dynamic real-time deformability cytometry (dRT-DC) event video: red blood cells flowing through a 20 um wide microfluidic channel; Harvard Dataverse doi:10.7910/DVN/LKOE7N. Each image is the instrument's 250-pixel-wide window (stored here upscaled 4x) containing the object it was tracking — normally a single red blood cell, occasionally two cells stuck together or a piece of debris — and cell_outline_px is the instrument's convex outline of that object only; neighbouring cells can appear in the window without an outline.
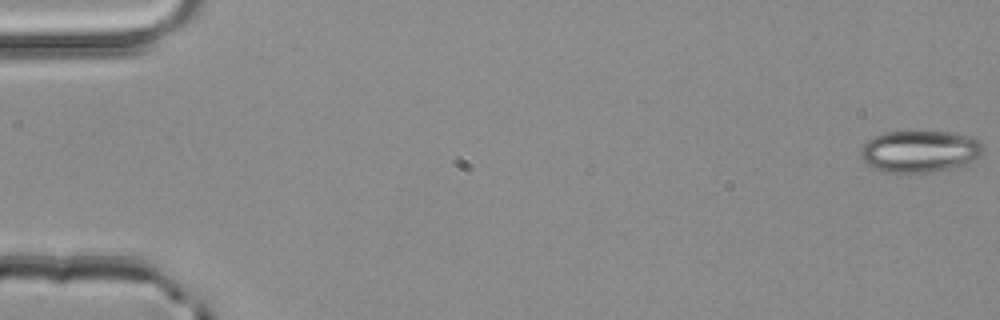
{"species": "common noctule bat (a hibernating species)", "species_latin": "Nyctalus noctula", "temperature_condition": "room temperature", "stored_images_in_passage": 52, "camera_frame_rate_fps": 3000, "um_per_image_px": 0.085, "animal": {"sex": "male", "body_mass_g": 20.4}, "frame": {"image": 1, "passage_image": 1, "time_ms": 0.0, "image_size_px": [1000, 320], "cell_outline_px": [[984, 152], [976, 160], [968, 164], [952, 168], [908, 176], [888, 172], [872, 168], [860, 156], [860, 148], [868, 140], [884, 132], [948, 132], [968, 136], [980, 140], [984, 144]], "centroid_in_image_um": [78.21, 12.91], "position_along_channel_um": 6.8, "area_um2": 30.58}}
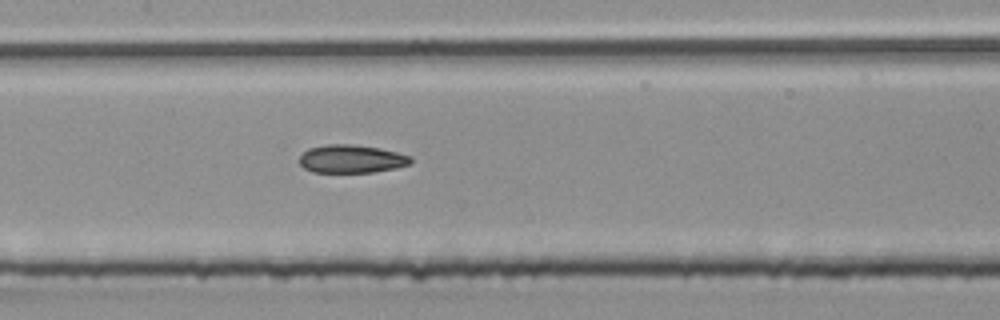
{"frame": {"image": 2, "passage_image": 26, "time_ms": 8.333, "image_size_px": [1000, 320], "cell_outline_px": [[412, 164], [396, 168], [372, 172], [312, 172], [304, 168], [300, 164], [300, 156], [308, 148], [328, 144], [348, 144], [380, 148], [412, 156]], "centroid_in_image_um": [29.89, 13.51], "position_along_channel_um": 177.5, "area_um2": 18.26}}
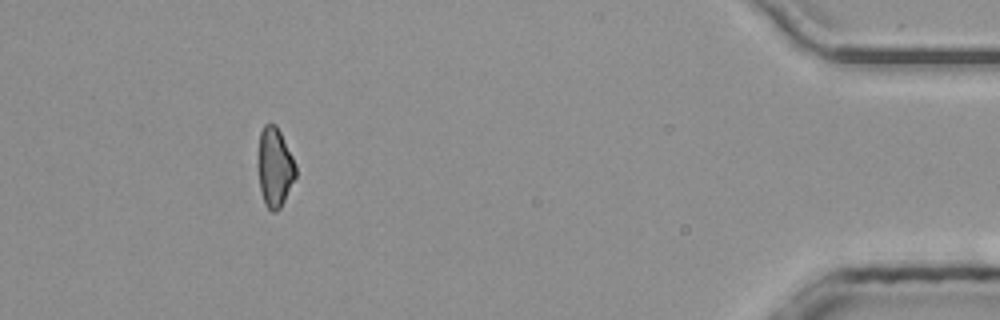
{"frame": {"image": 3, "passage_image": 48, "time_ms": 15.667, "image_size_px": [1000, 320], "cell_outline_px": [[296, 176], [280, 208], [276, 212], [272, 212], [264, 204], [260, 192], [260, 132], [264, 124], [276, 124], [296, 164]], "centroid_in_image_um": [23.38, 14.24], "position_along_channel_um": 411.8, "area_um2": 16.88}, "authors_computed_cell_mechanics": {"area_um2": 18.7272, "velocity_mm_per_s": 4.0669, "shape_relaxation_time_tau1_ms": null, "shape_relaxation_time_tau2_ms": 4.7077, "deformation_change_tau1": null, "deformation_change_tau2": 0.1104}}